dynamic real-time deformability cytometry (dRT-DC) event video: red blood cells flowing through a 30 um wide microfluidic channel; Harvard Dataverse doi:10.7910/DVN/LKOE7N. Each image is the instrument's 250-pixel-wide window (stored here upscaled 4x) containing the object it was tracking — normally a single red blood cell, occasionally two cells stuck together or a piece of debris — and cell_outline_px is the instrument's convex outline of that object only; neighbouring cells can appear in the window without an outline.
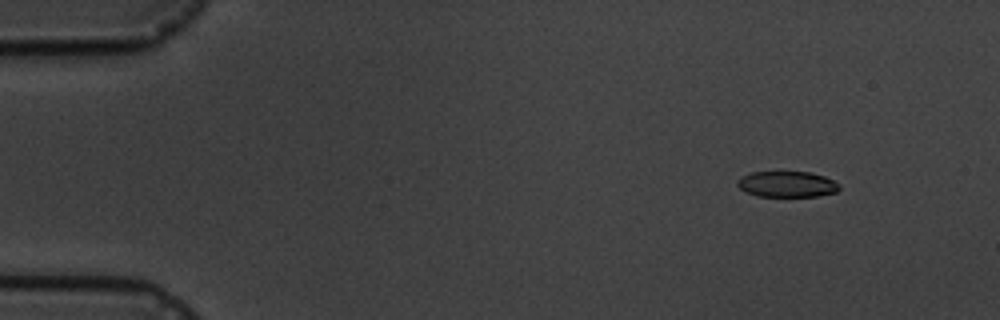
{"species": "common noctule bat (a hibernating species)", "species_latin": "Nyctalus noctula", "temperature_condition": "cold", "stored_images_in_passage": 5, "camera_frame_rate_fps": 3000, "um_per_image_px": 0.085, "animal": {"sex": "male", "body_mass_g": 19.5, "forearm_length_mm": 54.6}, "frame": {"image": 1, "passage_image": 2, "time_ms": 1.0, "image_size_px": [1000, 320], "cell_outline_px": [[840, 188], [836, 192], [820, 196], [756, 196], [744, 192], [736, 184], [736, 180], [740, 176], [752, 172], [812, 172], [824, 176], [840, 184]], "centroid_in_image_um": [66.87, 15.66], "position_along_channel_um": 18.1, "area_um2": 15.55}}
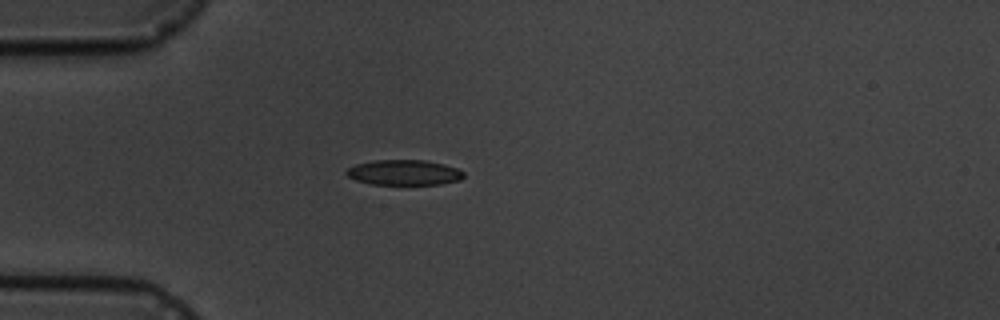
{"frame": {"image": 2, "passage_image": 5, "time_ms": 4.333, "image_size_px": [1000, 320], "cell_outline_px": [[464, 176], [460, 180], [440, 184], [372, 184], [356, 180], [348, 176], [344, 172], [348, 168], [356, 164], [372, 160], [428, 160], [444, 164], [456, 168], [464, 172]], "centroid_in_image_um": [34.34, 14.65], "position_along_channel_um": 50.7, "area_um2": 17.28}}